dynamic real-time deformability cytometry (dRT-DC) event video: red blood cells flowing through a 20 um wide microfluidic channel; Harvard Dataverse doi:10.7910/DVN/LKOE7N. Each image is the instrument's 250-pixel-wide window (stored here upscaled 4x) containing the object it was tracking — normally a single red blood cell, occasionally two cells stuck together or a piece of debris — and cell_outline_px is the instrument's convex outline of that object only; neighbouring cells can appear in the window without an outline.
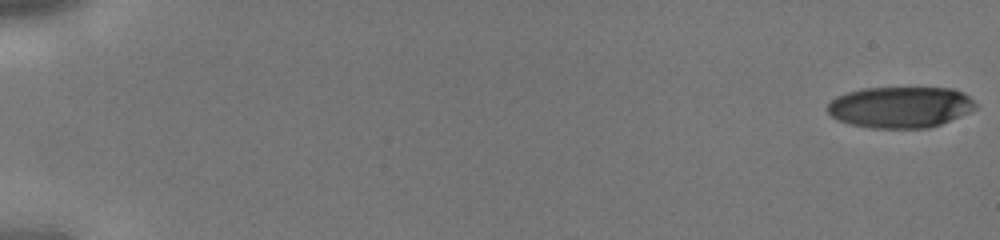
{"species": "human", "species_latin": "Homo sapiens", "temperature_condition": "cold", "stored_images_in_passage": 44, "camera_frame_rate_fps": 3000, "um_per_image_px": 0.085, "donor": {"sex": "male"}, "frame": {"image": 1, "passage_image": 1, "time_ms": 0.0, "image_size_px": [1000, 240], "cell_outline_px": [[976, 108], [968, 112], [940, 124], [928, 128], [872, 128], [852, 124], [840, 120], [832, 116], [824, 108], [836, 96], [848, 92], [864, 88], [952, 88], [964, 92], [976, 104]], "centroid_in_image_um": [76.51, 9.1], "position_along_channel_um": 8.5, "area_um2": 35.37}}
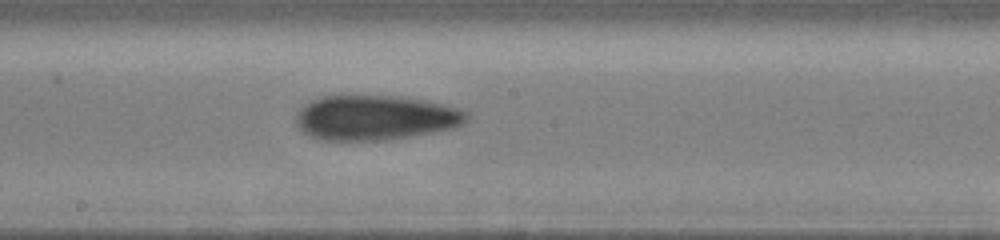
{"frame": {"image": 2, "passage_image": 26, "time_ms": 8.333, "image_size_px": [1000, 240], "cell_outline_px": [[468, 120], [464, 124], [456, 128], [384, 140], [316, 140], [308, 136], [296, 124], [296, 112], [304, 104], [320, 96], [404, 96], [444, 104], [468, 112]], "centroid_in_image_um": [31.89, 10.0], "position_along_channel_um": 216.3, "area_um2": 44.85}}
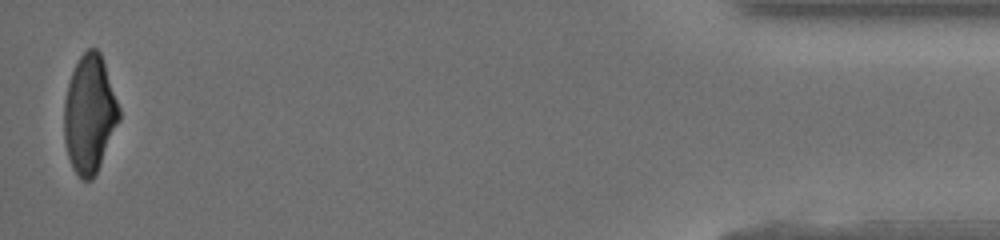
{"frame": {"image": 3, "passage_image": 44, "time_ms": 14.333, "image_size_px": [1000, 240], "cell_outline_px": [[120, 120], [100, 164], [92, 180], [84, 180], [72, 168], [68, 156], [64, 140], [64, 100], [68, 84], [72, 72], [80, 56], [88, 48], [96, 48], [100, 52], [120, 108]], "centroid_in_image_um": [7.6, 9.69], "position_along_channel_um": 427.6, "area_um2": 37.51}}